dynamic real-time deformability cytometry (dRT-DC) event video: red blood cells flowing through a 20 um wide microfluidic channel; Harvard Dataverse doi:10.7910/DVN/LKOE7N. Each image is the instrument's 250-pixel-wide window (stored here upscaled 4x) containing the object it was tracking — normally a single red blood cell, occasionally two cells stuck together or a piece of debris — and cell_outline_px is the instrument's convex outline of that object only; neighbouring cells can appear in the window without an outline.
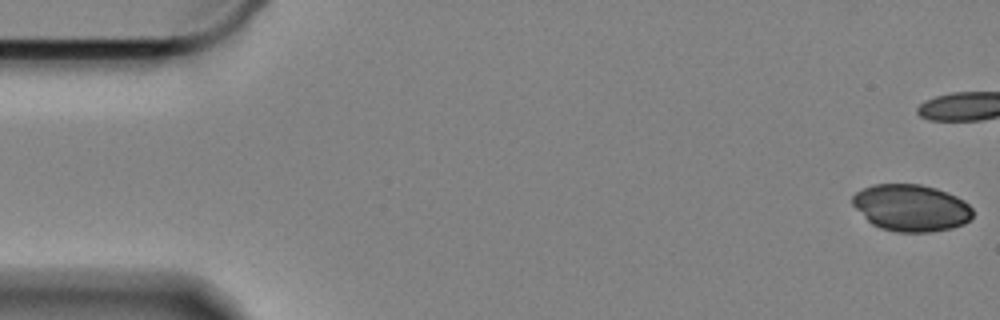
{"species": "Egyptian fruit bat (a non-hibernating species)", "species_latin": "Rousettus aegyptiacus", "temperature_condition": "cold", "stored_images_in_passage": 23, "camera_frame_rate_fps": 3000, "um_per_image_px": 0.085, "animal": {"sex": "female"}, "frame": {"image": 1, "passage_image": 1, "time_ms": 0.0, "image_size_px": [1000, 320], "cell_outline_px": [[972, 216], [964, 224], [952, 228], [928, 232], [896, 232], [880, 228], [872, 224], [852, 204], [852, 196], [856, 192], [872, 184], [920, 184], [936, 188], [956, 196], [964, 200], [972, 208]], "centroid_in_image_um": [77.44, 17.66], "position_along_channel_um": 7.6, "area_um2": 32.77}}